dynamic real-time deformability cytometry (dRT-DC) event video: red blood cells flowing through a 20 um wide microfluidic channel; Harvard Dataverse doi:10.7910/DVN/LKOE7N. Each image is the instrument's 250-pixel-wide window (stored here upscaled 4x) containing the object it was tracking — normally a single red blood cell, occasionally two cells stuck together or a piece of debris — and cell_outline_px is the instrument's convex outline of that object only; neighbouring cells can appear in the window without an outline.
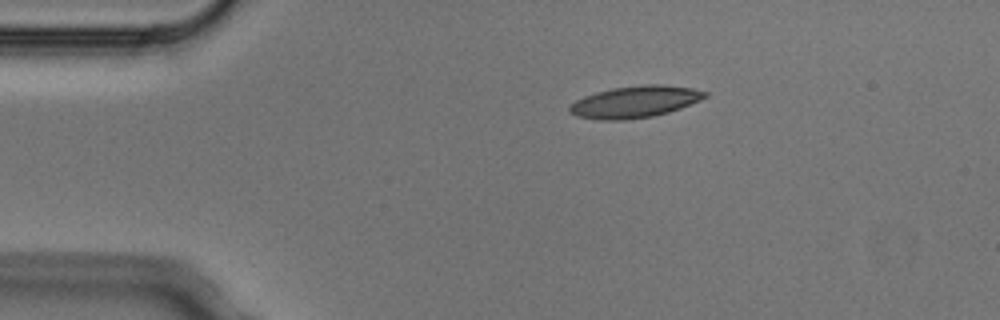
{"species": "Egyptian fruit bat (a non-hibernating species)", "species_latin": "Rousettus aegyptiacus", "temperature_condition": "cold", "stored_images_in_passage": 4, "camera_frame_rate_fps": 3000, "um_per_image_px": 0.085, "animal": {"sex": "male"}, "frame": {"image": 1, "passage_image": 2, "time_ms": 0.333, "image_size_px": [1000, 320], "cell_outline_px": [[708, 96], [700, 100], [680, 108], [668, 112], [652, 116], [624, 120], [600, 120], [576, 116], [568, 112], [568, 108], [576, 100], [584, 96], [596, 92], [612, 88], [640, 84], [664, 84], [692, 88], [708, 92]], "centroid_in_image_um": [53.96, 8.64], "position_along_channel_um": 31.0, "area_um2": 25.14}}
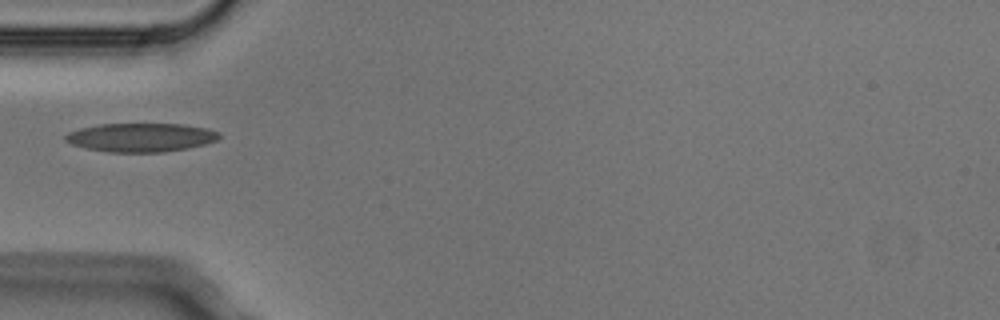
{"frame": {"image": 2, "passage_image": 4, "time_ms": 1.0, "image_size_px": [1000, 320], "cell_outline_px": [[220, 136], [216, 140], [204, 144], [188, 148], [164, 152], [108, 152], [84, 148], [72, 144], [64, 140], [64, 136], [68, 132], [80, 128], [100, 124], [184, 124], [208, 128], [220, 132]], "centroid_in_image_um": [11.97, 11.68], "position_along_channel_um": 73.0, "area_um2": 25.84}}